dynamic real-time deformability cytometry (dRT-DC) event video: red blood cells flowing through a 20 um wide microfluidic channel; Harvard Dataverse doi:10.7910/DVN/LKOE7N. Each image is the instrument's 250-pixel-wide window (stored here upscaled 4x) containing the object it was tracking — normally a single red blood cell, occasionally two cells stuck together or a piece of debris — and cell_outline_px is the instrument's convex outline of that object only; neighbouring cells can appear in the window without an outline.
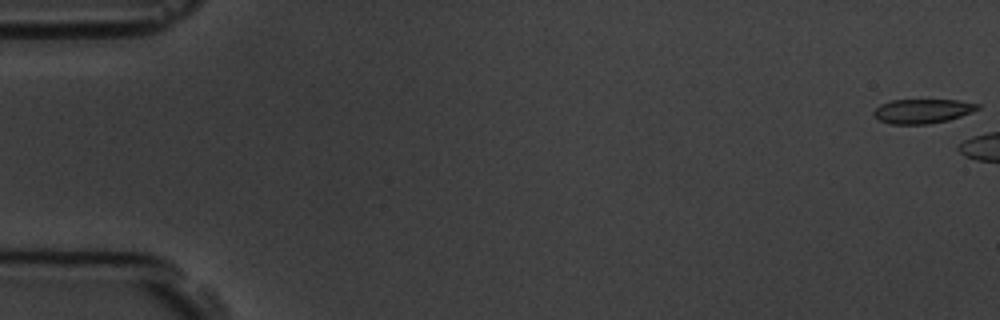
{"species": "common noctule bat (a hibernating species)", "species_latin": "Nyctalus noctula", "temperature_condition": "room temperature", "stored_images_in_passage": 3, "camera_frame_rate_fps": 3000, "um_per_image_px": 0.085, "animal": {"sex": "male", "body_mass_g": 19.5, "forearm_length_mm": 54.6}, "frame": {"image": 1, "passage_image": 1, "time_ms": 0.0, "image_size_px": [1000, 320], "cell_outline_px": [[980, 108], [972, 112], [948, 120], [928, 124], [892, 124], [880, 120], [872, 116], [872, 112], [880, 104], [892, 100], [956, 100], [980, 104]], "centroid_in_image_um": [78.39, 9.44], "position_along_channel_um": 6.6, "area_um2": 14.74}}